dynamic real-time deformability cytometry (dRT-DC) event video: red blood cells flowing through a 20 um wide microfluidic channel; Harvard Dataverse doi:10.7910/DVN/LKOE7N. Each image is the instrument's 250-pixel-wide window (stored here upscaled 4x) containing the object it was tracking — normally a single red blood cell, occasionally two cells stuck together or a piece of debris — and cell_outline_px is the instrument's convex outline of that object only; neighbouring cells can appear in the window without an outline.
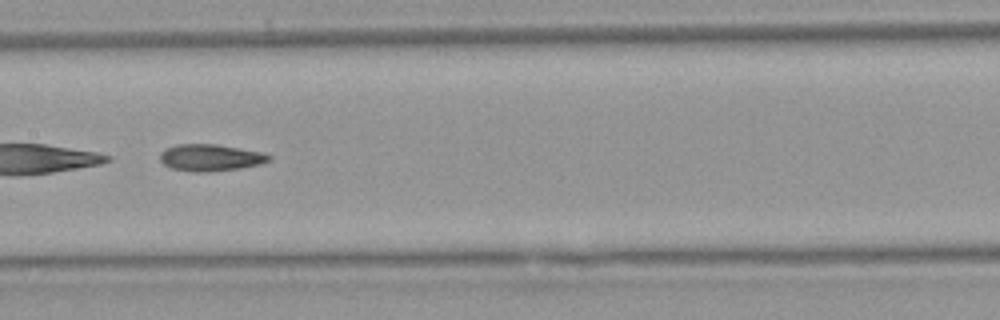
{"species": "Egyptian fruit bat (a non-hibernating species)", "species_latin": "Rousettus aegyptiacus", "temperature_condition": "warm", "stored_images_in_passage": 21, "camera_frame_rate_fps": 3000, "um_per_image_px": 0.085, "animal": {"sex": "female"}, "frame": {"image": 1, "passage_image": 12, "time_ms": 3.667, "image_size_px": [1000, 320], "cell_outline_px": [[272, 160], [260, 164], [240, 168], [208, 172], [192, 172], [172, 168], [164, 164], [160, 160], [160, 152], [164, 148], [176, 144], [216, 144], [264, 152], [272, 156]], "centroid_in_image_um": [17.9, 13.39], "position_along_channel_um": 189.5, "area_um2": 17.22}}
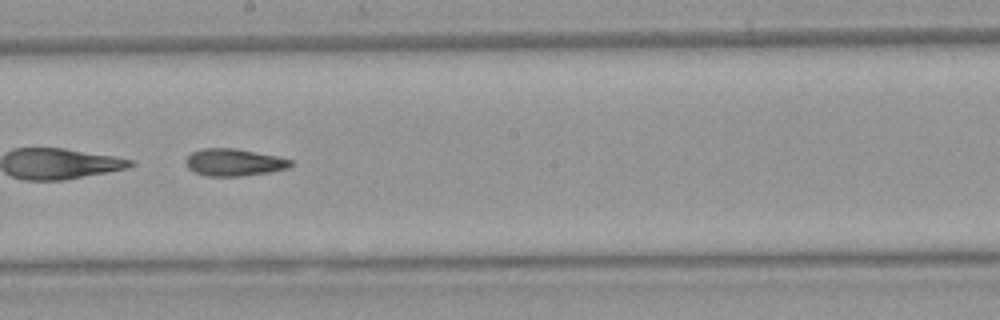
{"frame": {"image": 2, "passage_image": 15, "time_ms": 4.667, "image_size_px": [1000, 320], "cell_outline_px": [[292, 164], [288, 168], [268, 172], [244, 176], [208, 176], [196, 172], [188, 168], [184, 164], [184, 160], [192, 152], [204, 148], [236, 148], [276, 156], [292, 160]], "centroid_in_image_um": [19.86, 13.8], "position_along_channel_um": 228.3, "area_um2": 16.59}}